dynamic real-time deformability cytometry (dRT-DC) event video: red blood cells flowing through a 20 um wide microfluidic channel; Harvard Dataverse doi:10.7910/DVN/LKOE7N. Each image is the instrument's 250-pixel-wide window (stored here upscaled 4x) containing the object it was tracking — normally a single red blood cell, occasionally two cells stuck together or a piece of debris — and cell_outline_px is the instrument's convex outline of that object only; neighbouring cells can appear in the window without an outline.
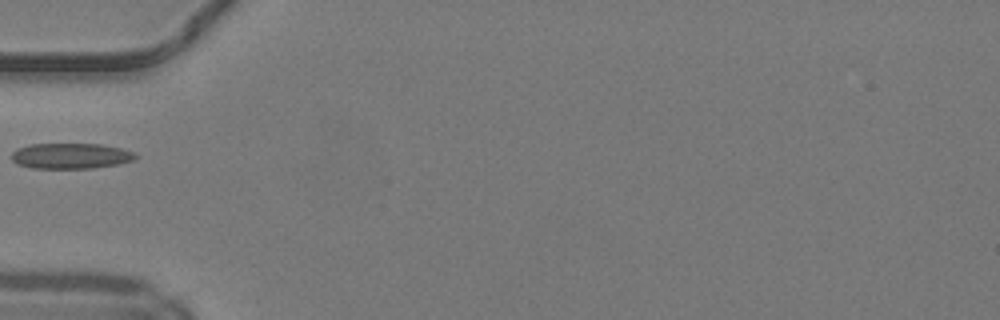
{"species": "common noctule bat (a hibernating species)", "species_latin": "Nyctalus noctula", "temperature_condition": "warm", "stored_images_in_passage": 33, "camera_frame_rate_fps": 3000, "um_per_image_px": 0.085, "animal": {"sex": "male", "body_mass_g": 19.2, "forearm_length_mm": 51.8}, "frame": {"image": 1, "passage_image": 1, "time_ms": 0.0, "image_size_px": [1000, 320], "cell_outline_px": [[136, 160], [120, 164], [92, 168], [32, 168], [16, 164], [12, 160], [12, 152], [16, 148], [28, 144], [100, 144], [120, 148], [136, 152]], "centroid_in_image_um": [6.02, 13.25], "position_along_channel_um": 79.0, "area_um2": 18.67}}
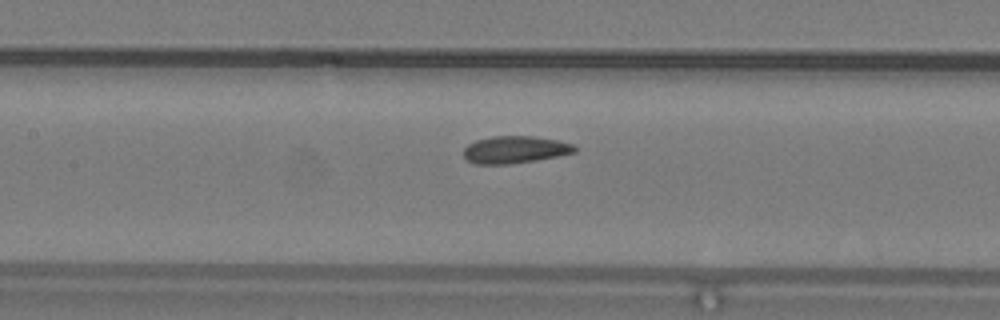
{"frame": {"image": 2, "passage_image": 7, "time_ms": 2.0, "image_size_px": [1000, 320], "cell_outline_px": [[576, 152], [560, 156], [536, 160], [508, 164], [476, 164], [468, 160], [464, 156], [464, 148], [468, 144], [476, 140], [492, 136], [532, 136], [556, 140], [572, 144], [576, 148]], "centroid_in_image_um": [43.77, 12.72], "position_along_channel_um": 163.6, "area_um2": 17.57}}
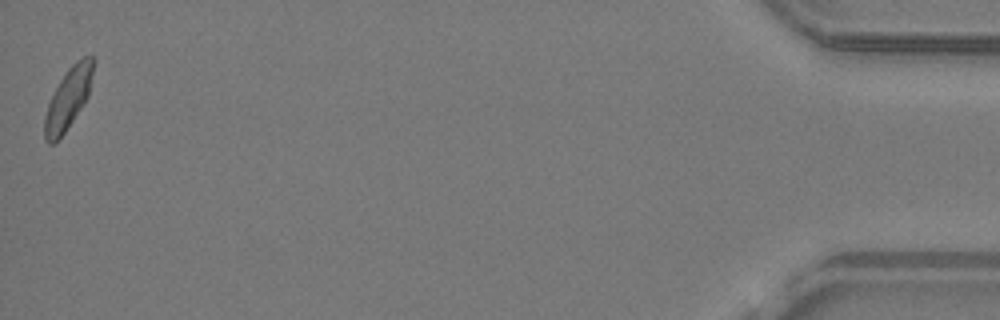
{"frame": {"image": 3, "passage_image": 33, "time_ms": 10.667, "image_size_px": [1000, 320], "cell_outline_px": [[96, 60], [88, 96], [64, 132], [52, 144], [48, 144], [44, 140], [44, 116], [48, 104], [60, 80], [68, 68], [76, 60], [84, 56], [92, 56]], "centroid_in_image_um": [5.81, 8.32], "position_along_channel_um": 429.4, "area_um2": 17.11}}